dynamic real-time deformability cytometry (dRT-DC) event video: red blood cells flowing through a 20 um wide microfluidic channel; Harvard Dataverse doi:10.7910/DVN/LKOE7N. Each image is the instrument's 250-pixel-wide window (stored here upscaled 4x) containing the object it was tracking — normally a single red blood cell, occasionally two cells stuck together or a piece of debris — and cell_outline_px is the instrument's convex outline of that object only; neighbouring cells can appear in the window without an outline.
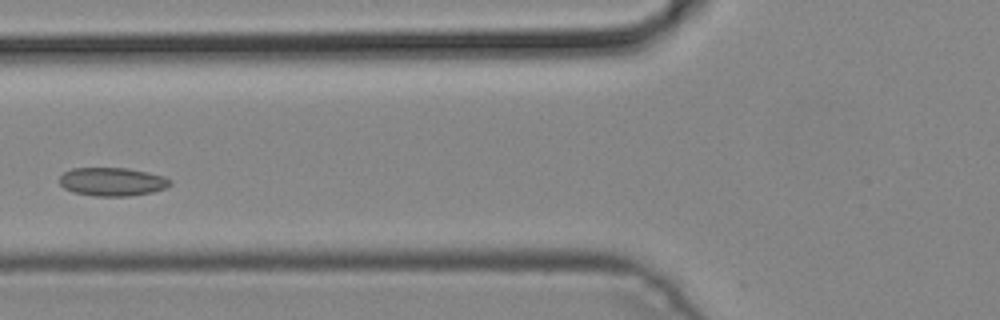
{"species": "common noctule bat (a hibernating species)", "species_latin": "Nyctalus noctula", "temperature_condition": "cold", "stored_images_in_passage": 3, "camera_frame_rate_fps": 3000, "um_per_image_px": 0.085, "animal": {"sex": "male", "body_mass_g": 19.2, "forearm_length_mm": 51.8}, "frame": {"image": 1, "passage_image": 3, "time_ms": 0.667, "image_size_px": [1000, 320], "cell_outline_px": [[172, 184], [164, 188], [152, 192], [128, 196], [96, 196], [72, 192], [64, 188], [60, 184], [60, 176], [64, 172], [72, 168], [128, 168], [148, 172], [164, 176], [172, 180]], "centroid_in_image_um": [9.55, 15.44], "position_along_channel_um": 116.3, "area_um2": 18.38}}